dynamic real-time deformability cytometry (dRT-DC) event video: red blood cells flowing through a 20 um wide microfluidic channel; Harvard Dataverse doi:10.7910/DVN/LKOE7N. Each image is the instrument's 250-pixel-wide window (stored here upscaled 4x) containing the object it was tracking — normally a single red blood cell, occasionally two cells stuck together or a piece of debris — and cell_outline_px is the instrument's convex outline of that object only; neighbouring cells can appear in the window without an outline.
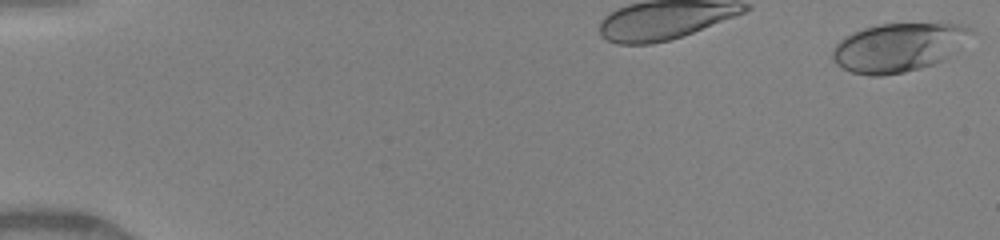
{"species": "human", "species_latin": "Homo sapiens", "temperature_condition": "warm", "stored_images_in_passage": 10, "camera_frame_rate_fps": 3000, "um_per_image_px": 0.085, "donor": {"sex": "female"}, "frame": {"image": 1, "passage_image": 1, "time_ms": 0.0, "image_size_px": [1000, 240], "cell_outline_px": [[976, 32], [940, 60], [932, 64], [920, 68], [904, 72], [880, 76], [868, 76], [852, 72], [836, 64], [832, 60], [832, 48], [844, 36], [852, 32], [864, 28], [880, 24], [964, 24], [972, 28]], "centroid_in_image_um": [76.3, 4.02], "position_along_channel_um": 8.7, "area_um2": 38.84}}